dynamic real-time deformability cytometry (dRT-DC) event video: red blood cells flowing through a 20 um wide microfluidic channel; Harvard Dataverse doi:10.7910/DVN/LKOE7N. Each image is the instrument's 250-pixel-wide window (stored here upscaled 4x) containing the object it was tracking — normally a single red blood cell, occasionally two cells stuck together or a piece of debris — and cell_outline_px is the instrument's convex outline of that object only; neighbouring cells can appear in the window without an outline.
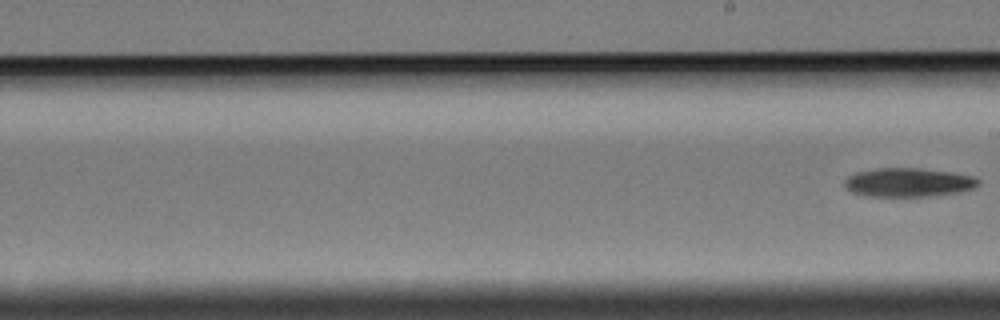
{"species": "Egyptian fruit bat (a non-hibernating species)", "species_latin": "Rousettus aegyptiacus", "temperature_condition": "cold", "stored_images_in_passage": 7, "segment_of_instrument_passage": [2, 2], "camera_frame_rate_fps": 3000, "um_per_image_px": 0.085, "animal": {"sex": "female"}, "frame": {"image": 1, "passage_image": 7, "time_ms": 7.333, "image_size_px": [1000, 320], "cell_outline_px": [[980, 184], [976, 188], [960, 192], [936, 196], [868, 196], [852, 192], [844, 184], [844, 180], [848, 176], [856, 172], [876, 168], [920, 168], [952, 172], [976, 176], [980, 180]], "centroid_in_image_um": [77.28, 15.5], "position_along_channel_um": 211.7, "area_um2": 22.77}}